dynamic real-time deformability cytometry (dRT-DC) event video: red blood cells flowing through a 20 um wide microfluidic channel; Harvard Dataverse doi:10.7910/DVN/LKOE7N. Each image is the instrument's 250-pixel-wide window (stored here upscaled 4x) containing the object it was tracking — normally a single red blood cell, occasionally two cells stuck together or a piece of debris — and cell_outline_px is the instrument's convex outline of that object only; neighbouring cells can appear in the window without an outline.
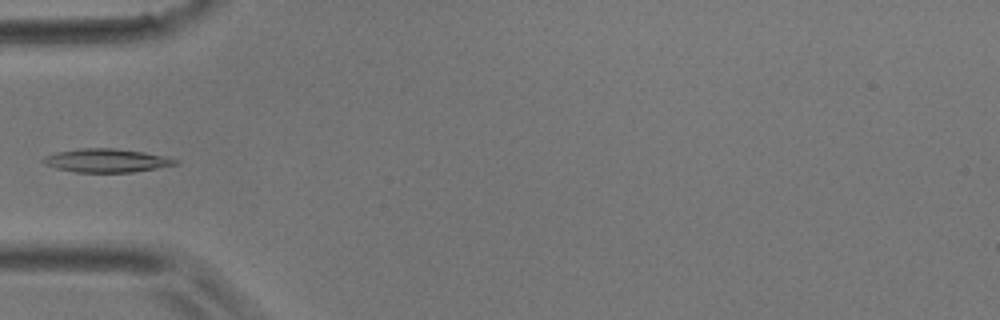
{"species": "common noctule bat (a hibernating species)", "species_latin": "Nyctalus noctula", "temperature_condition": "room temperature", "stored_images_in_passage": 5, "camera_frame_rate_fps": 3000, "um_per_image_px": 0.085, "animal": {"sex": "male", "body_mass_g": 17.9}, "frame": {"image": 1, "passage_image": 5, "time_ms": 1.333, "image_size_px": [1000, 320], "cell_outline_px": [[180, 164], [132, 172], [76, 172], [56, 168], [44, 164], [40, 160], [44, 156], [56, 152], [80, 148], [112, 148], [144, 152], [168, 156], [180, 160]], "centroid_in_image_um": [9.08, 13.64], "position_along_channel_um": 75.9, "area_um2": 18.26}}